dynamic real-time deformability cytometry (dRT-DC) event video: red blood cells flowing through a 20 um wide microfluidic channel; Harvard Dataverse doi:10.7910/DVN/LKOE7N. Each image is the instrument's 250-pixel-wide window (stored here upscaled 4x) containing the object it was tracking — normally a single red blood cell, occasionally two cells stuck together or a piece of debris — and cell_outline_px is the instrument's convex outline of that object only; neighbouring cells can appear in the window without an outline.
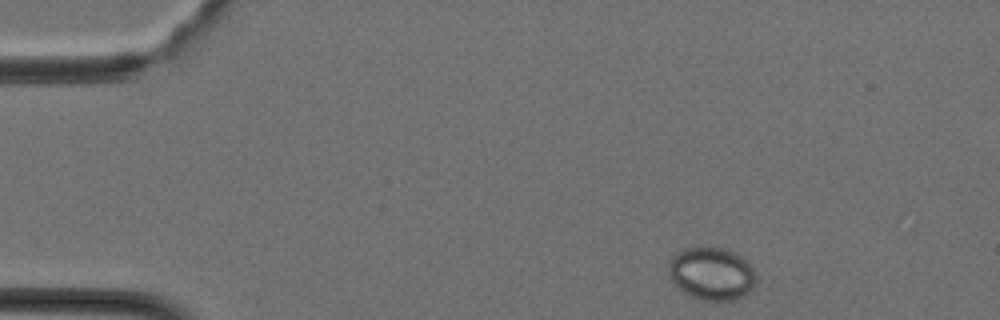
{"species": "Egyptian fruit bat (a non-hibernating species)", "species_latin": "Rousettus aegyptiacus", "temperature_condition": "cold", "stored_images_in_passage": 8, "camera_frame_rate_fps": 3000, "um_per_image_px": 0.085, "animal": {"sex": "female"}, "frame": {"image": 1, "passage_image": 1, "time_ms": 0.0, "image_size_px": [1000, 320], "cell_outline_px": [[756, 280], [752, 288], [744, 296], [732, 300], [704, 300], [692, 296], [684, 292], [672, 280], [668, 272], [668, 264], [684, 248], [724, 248], [736, 252], [752, 268], [756, 276]], "centroid_in_image_um": [60.51, 23.27], "position_along_channel_um": 24.5, "area_um2": 26.36}}